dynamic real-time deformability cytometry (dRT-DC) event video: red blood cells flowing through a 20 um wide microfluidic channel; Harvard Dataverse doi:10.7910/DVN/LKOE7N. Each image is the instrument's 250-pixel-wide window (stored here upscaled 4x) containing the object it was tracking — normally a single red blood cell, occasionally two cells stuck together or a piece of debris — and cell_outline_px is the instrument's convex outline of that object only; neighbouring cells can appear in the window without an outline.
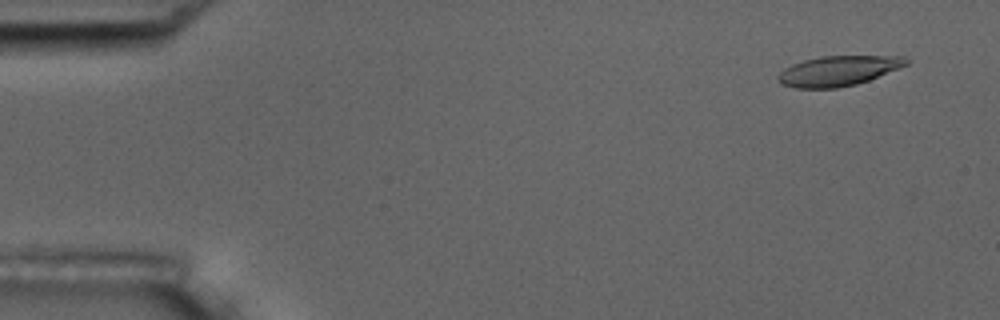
{"species": "common noctule bat (a hibernating species)", "species_latin": "Nyctalus noctula", "temperature_condition": "room temperature", "stored_images_in_passage": 3, "camera_frame_rate_fps": 3000, "um_per_image_px": 0.085, "animal": {"sex": "male", "body_mass_g": 17.5, "forearm_length_mm": 52.3}, "frame": {"image": 1, "passage_image": 1, "time_ms": 0.0, "image_size_px": [1000, 320], "cell_outline_px": [[908, 64], [900, 68], [868, 80], [856, 84], [836, 88], [796, 88], [780, 84], [776, 76], [784, 68], [792, 64], [804, 60], [820, 56], [904, 56], [908, 60]], "centroid_in_image_um": [71.22, 6.02], "position_along_channel_um": 13.8, "area_um2": 22.43}}